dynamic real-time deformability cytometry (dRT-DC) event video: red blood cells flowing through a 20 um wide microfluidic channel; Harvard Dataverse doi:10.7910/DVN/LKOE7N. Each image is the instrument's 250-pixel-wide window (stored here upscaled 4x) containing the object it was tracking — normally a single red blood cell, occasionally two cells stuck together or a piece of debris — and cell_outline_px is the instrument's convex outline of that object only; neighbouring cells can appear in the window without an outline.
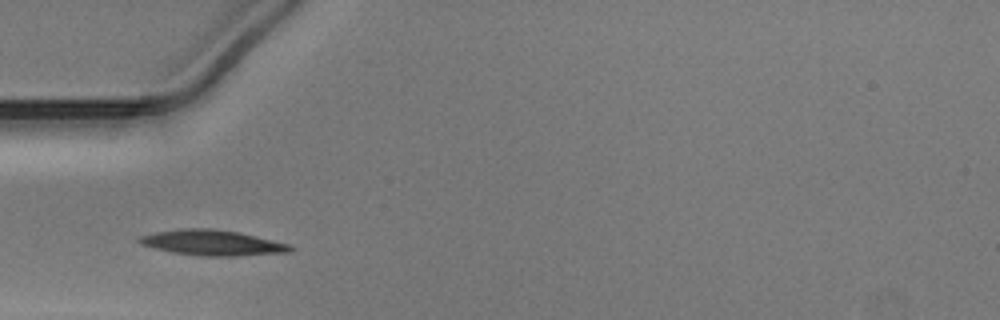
{"species": "Egyptian fruit bat (a non-hibernating species)", "species_latin": "Rousettus aegyptiacus", "temperature_condition": "warm", "stored_images_in_passage": 26, "camera_frame_rate_fps": 3000, "um_per_image_px": 0.085, "animal": {"sex": "male"}, "frame": {"image": 1, "passage_image": 1, "time_ms": 0.0, "image_size_px": [1000, 320], "cell_outline_px": [[296, 248], [292, 252], [236, 256], [204, 256], [172, 252], [140, 244], [136, 240], [140, 236], [156, 232], [184, 228], [212, 228], [240, 232], [292, 244]], "centroid_in_image_um": [18.13, 20.63], "position_along_channel_um": 66.9, "area_um2": 22.6}}
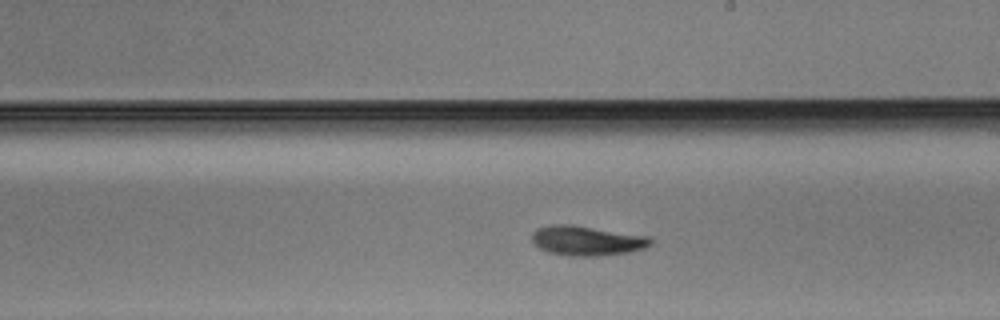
{"frame": {"image": 2, "passage_image": 14, "time_ms": 4.333, "image_size_px": [1000, 320], "cell_outline_px": [[652, 244], [644, 248], [628, 252], [600, 256], [572, 256], [548, 252], [540, 248], [532, 240], [532, 232], [536, 228], [552, 224], [572, 224], [648, 236], [652, 240]], "centroid_in_image_um": [49.87, 20.45], "position_along_channel_um": 239.1, "area_um2": 20.58}}
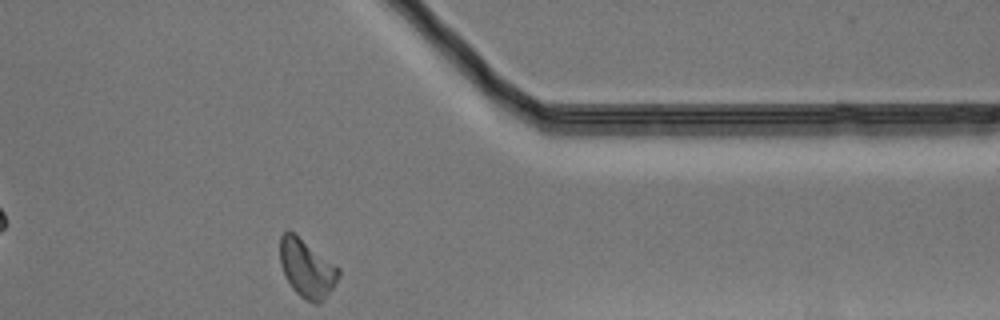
{"frame": {"image": 3, "passage_image": 26, "time_ms": 8.333, "image_size_px": [1000, 320], "cell_outline_px": [[340, 276], [332, 288], [320, 304], [312, 304], [300, 296], [292, 288], [280, 264], [280, 236], [284, 232], [292, 232], [340, 268]], "centroid_in_image_um": [26.09, 22.85], "position_along_channel_um": 385.3, "area_um2": 19.48}}